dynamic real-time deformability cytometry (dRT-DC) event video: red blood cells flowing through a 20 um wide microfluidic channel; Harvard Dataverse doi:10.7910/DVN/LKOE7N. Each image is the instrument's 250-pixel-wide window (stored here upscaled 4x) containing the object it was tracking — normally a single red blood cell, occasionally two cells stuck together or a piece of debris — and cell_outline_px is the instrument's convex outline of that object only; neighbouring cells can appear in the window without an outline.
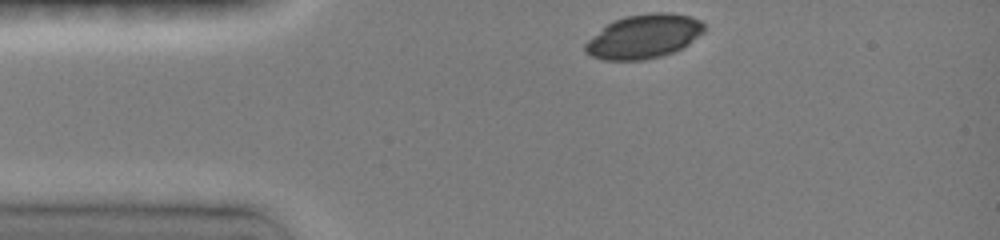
{"species": "common noctule bat (a hibernating species)", "species_latin": "Nyctalus noctula", "temperature_condition": "room temperature", "stored_images_in_passage": 34, "camera_frame_rate_fps": 3000, "um_per_image_px": 0.085, "animal": {"sex": "female", "body_mass_g": 19.0, "forearm_length_mm": 51.5}, "frame": {"image": 1, "passage_image": 1, "time_ms": 0.0, "image_size_px": [1000, 240], "cell_outline_px": [[704, 32], [688, 44], [672, 52], [660, 56], [644, 60], [608, 60], [592, 56], [584, 48], [584, 44], [588, 40], [612, 20], [624, 16], [652, 12], [672, 12], [688, 16], [700, 20], [704, 24]], "centroid_in_image_um": [54.73, 3.08], "position_along_channel_um": 30.3, "area_um2": 30.29}}
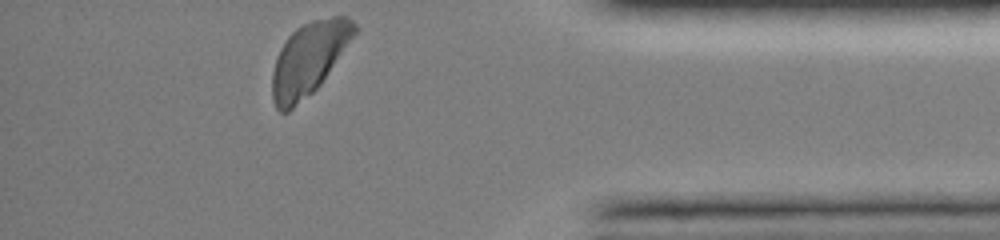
{"frame": {"image": 2, "passage_image": 34, "time_ms": 11.0, "image_size_px": [1000, 240], "cell_outline_px": [[356, 32], [320, 84], [312, 92], [288, 112], [280, 112], [276, 108], [272, 96], [272, 72], [280, 48], [288, 36], [296, 28], [312, 20], [332, 16], [348, 16], [356, 24]], "centroid_in_image_um": [26.23, 4.98], "position_along_channel_um": 409.0, "area_um2": 34.33}}